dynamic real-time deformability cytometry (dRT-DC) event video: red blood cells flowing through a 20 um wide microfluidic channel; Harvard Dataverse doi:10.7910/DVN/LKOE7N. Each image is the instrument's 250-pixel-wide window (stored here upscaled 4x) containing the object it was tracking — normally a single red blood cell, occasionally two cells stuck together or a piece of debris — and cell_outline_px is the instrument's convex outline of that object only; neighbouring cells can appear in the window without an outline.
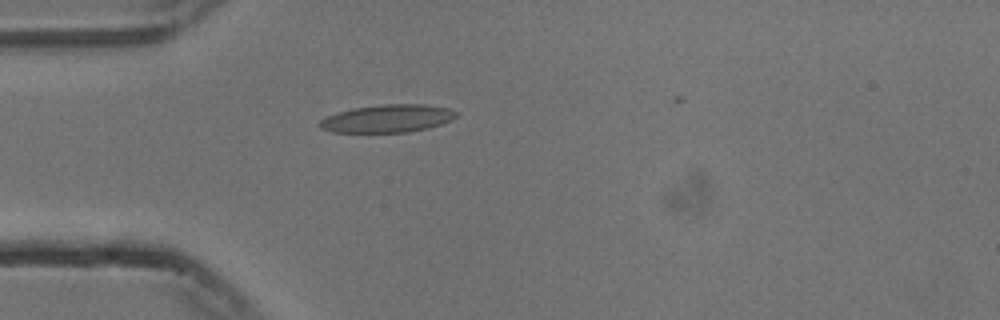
{"species": "common noctule bat (a hibernating species)", "species_latin": "Nyctalus noctula", "temperature_condition": "cold", "stored_images_in_passage": 33, "camera_frame_rate_fps": 3000, "um_per_image_px": 0.085, "animal": {"sex": "male", "body_mass_g": 13.3}, "frame": {"image": 1, "passage_image": 1, "time_ms": 0.0, "image_size_px": [1000, 320], "cell_outline_px": [[456, 116], [452, 120], [428, 128], [408, 132], [332, 132], [320, 128], [316, 124], [320, 120], [328, 116], [352, 108], [384, 104], [424, 104], [448, 108], [456, 112]], "centroid_in_image_um": [32.92, 10.08], "position_along_channel_um": 52.1, "area_um2": 22.02}}
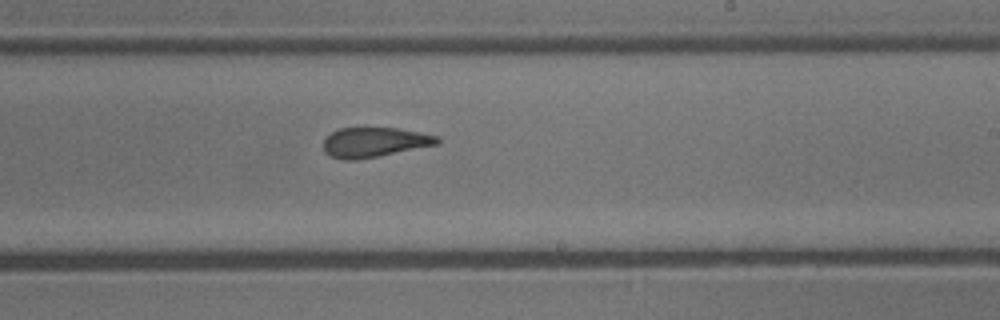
{"frame": {"image": 2, "passage_image": 18, "time_ms": 5.667, "image_size_px": [1000, 320], "cell_outline_px": [[440, 144], [356, 160], [344, 160], [332, 156], [324, 152], [324, 140], [332, 132], [340, 128], [396, 128], [440, 136]], "centroid_in_image_um": [31.85, 12.09], "position_along_channel_um": 257.2, "area_um2": 19.59}}
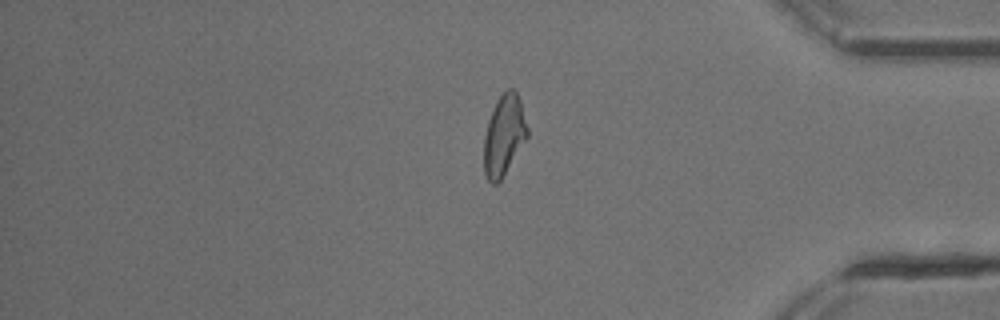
{"frame": {"image": 3, "passage_image": 31, "time_ms": 10.0, "image_size_px": [1000, 320], "cell_outline_px": [[528, 136], [500, 180], [496, 184], [492, 184], [488, 180], [484, 172], [484, 136], [488, 120], [496, 100], [508, 88], [512, 88], [516, 92], [520, 100], [528, 128]], "centroid_in_image_um": [42.83, 11.48], "position_along_channel_um": 392.4, "area_um2": 20.17}}